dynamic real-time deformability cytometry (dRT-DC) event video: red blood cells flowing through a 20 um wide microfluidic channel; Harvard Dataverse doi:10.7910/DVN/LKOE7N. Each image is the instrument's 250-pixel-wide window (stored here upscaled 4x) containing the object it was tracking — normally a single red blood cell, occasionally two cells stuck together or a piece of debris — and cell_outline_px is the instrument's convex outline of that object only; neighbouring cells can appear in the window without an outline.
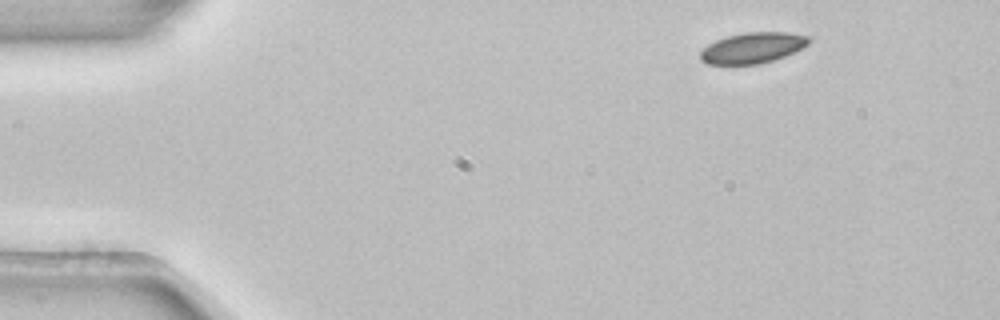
{"species": "common noctule bat (a hibernating species)", "species_latin": "Nyctalus noctula", "temperature_condition": "room temperature", "stored_images_in_passage": 29, "camera_frame_rate_fps": 3000, "um_per_image_px": 0.085, "animal": {"sex": "female", "body_mass_g": 22.7, "forearm_length_mm": 54.2}, "frame": {"image": 1, "passage_image": 1, "time_ms": 0.0, "image_size_px": [1000, 320], "cell_outline_px": [[808, 44], [784, 56], [760, 64], [708, 64], [700, 60], [700, 52], [708, 44], [716, 40], [728, 36], [744, 32], [784, 32], [808, 36]], "centroid_in_image_um": [63.92, 4.07], "position_along_channel_um": 21.1, "area_um2": 19.13}}
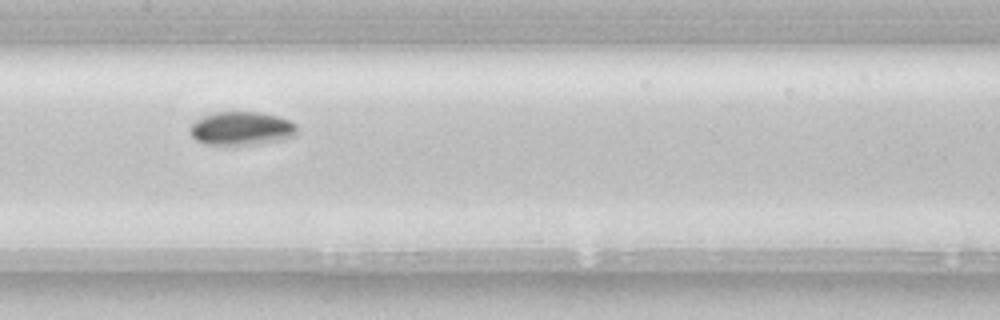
{"frame": {"image": 2, "passage_image": 21, "time_ms": 6.667, "image_size_px": [1000, 320], "cell_outline_px": [[300, 132], [296, 136], [260, 144], [204, 144], [196, 140], [188, 132], [188, 128], [196, 120], [212, 112], [260, 112], [280, 116], [296, 124]], "centroid_in_image_um": [20.55, 10.91], "position_along_channel_um": 186.8, "area_um2": 21.15}}
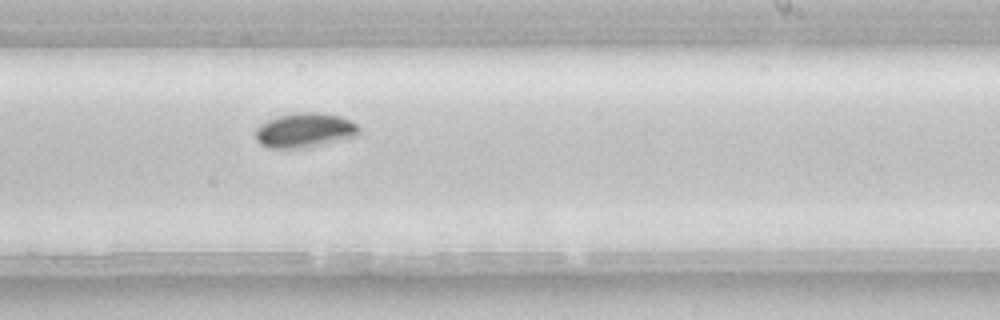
{"frame": {"image": 3, "passage_image": 27, "time_ms": 8.667, "image_size_px": [1000, 320], "cell_outline_px": [[360, 132], [356, 136], [308, 148], [268, 148], [260, 144], [256, 140], [256, 128], [260, 124], [276, 116], [292, 112], [320, 112], [340, 116], [356, 124], [360, 128]], "centroid_in_image_um": [25.88, 11.07], "position_along_channel_um": 263.1, "area_um2": 21.1}}